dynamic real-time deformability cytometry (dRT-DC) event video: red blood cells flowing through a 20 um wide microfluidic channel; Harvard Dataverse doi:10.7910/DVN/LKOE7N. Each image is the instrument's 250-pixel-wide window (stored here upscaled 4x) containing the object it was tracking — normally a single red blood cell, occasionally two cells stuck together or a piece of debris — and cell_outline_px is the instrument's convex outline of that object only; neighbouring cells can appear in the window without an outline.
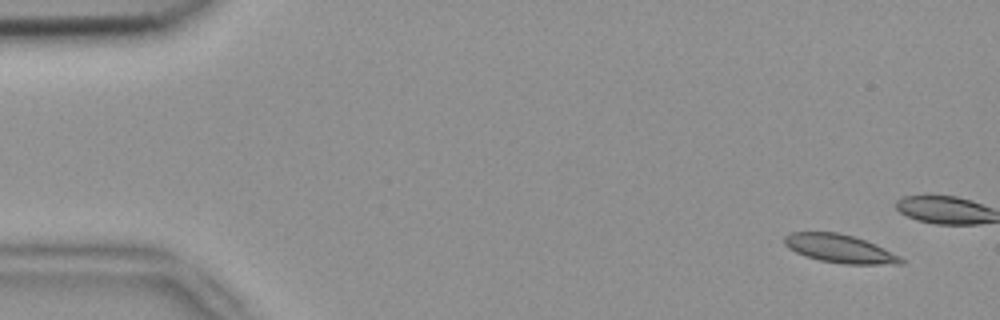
{"species": "common noctule bat (a hibernating species)", "species_latin": "Nyctalus noctula", "temperature_condition": "room temperature", "stored_images_in_passage": 6, "camera_frame_rate_fps": 3000, "um_per_image_px": 0.085, "animal": {"sex": "female", "body_mass_g": 18.4}, "frame": {"image": 1, "passage_image": 1, "time_ms": 0.0, "image_size_px": [1000, 320], "cell_outline_px": [[904, 264], [844, 264], [820, 260], [804, 256], [788, 248], [784, 244], [784, 236], [792, 232], [836, 232], [852, 236], [876, 244], [900, 256], [904, 260]], "centroid_in_image_um": [71.37, 21.14], "position_along_channel_um": 13.6, "area_um2": 19.19}}
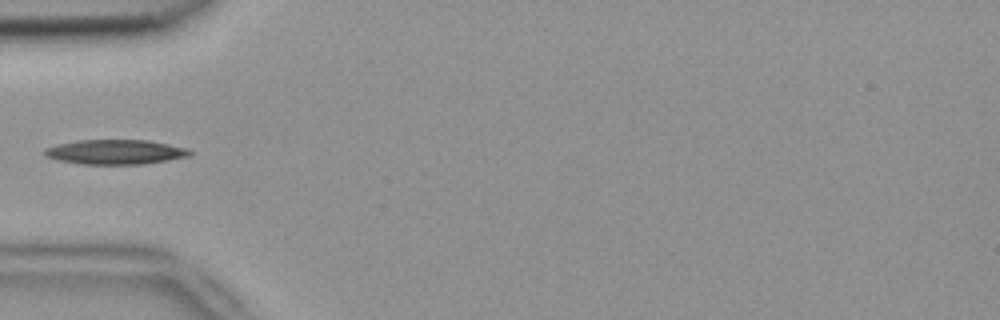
{"frame": {"image": 2, "passage_image": 5, "time_ms": 1.333, "image_size_px": [1000, 320], "cell_outline_px": [[192, 156], [144, 164], [80, 164], [56, 160], [44, 156], [44, 148], [76, 140], [148, 140], [188, 148], [192, 152]], "centroid_in_image_um": [9.81, 12.92], "position_along_channel_um": 75.2, "area_um2": 21.04}}